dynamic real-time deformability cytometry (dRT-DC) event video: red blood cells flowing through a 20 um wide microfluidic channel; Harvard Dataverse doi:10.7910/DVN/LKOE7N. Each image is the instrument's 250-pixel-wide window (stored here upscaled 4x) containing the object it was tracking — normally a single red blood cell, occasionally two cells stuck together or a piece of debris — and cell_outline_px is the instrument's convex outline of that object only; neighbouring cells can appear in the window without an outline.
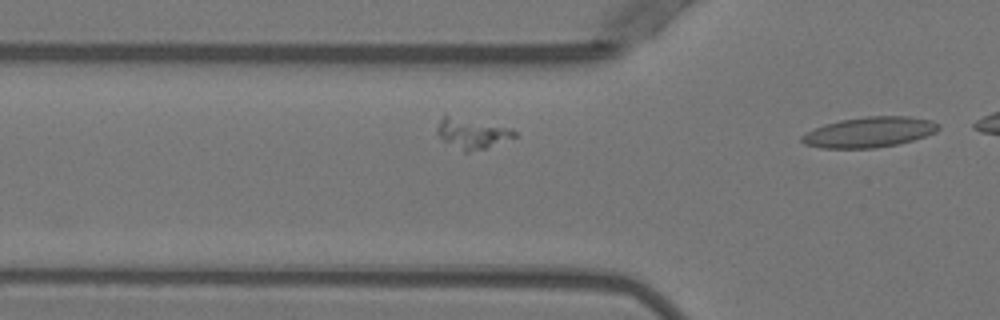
{"species": "Egyptian fruit bat (a non-hibernating species)", "species_latin": "Rousettus aegyptiacus", "temperature_condition": "warm", "stored_images_in_passage": 3, "segment_of_instrument_passage": [2, 2], "camera_frame_rate_fps": 3000, "um_per_image_px": 0.085, "animal": {"sex": "female"}, "frame": {"image": 1, "passage_image": 3, "time_ms": 0.667, "image_size_px": [1000, 320], "cell_outline_px": [[940, 128], [936, 132], [900, 144], [876, 148], [820, 148], [804, 144], [800, 140], [800, 136], [824, 124], [840, 120], [868, 116], [908, 116], [932, 120], [940, 124]], "centroid_in_image_um": [73.9, 11.23], "position_along_channel_um": 51.9, "area_um2": 24.28}}